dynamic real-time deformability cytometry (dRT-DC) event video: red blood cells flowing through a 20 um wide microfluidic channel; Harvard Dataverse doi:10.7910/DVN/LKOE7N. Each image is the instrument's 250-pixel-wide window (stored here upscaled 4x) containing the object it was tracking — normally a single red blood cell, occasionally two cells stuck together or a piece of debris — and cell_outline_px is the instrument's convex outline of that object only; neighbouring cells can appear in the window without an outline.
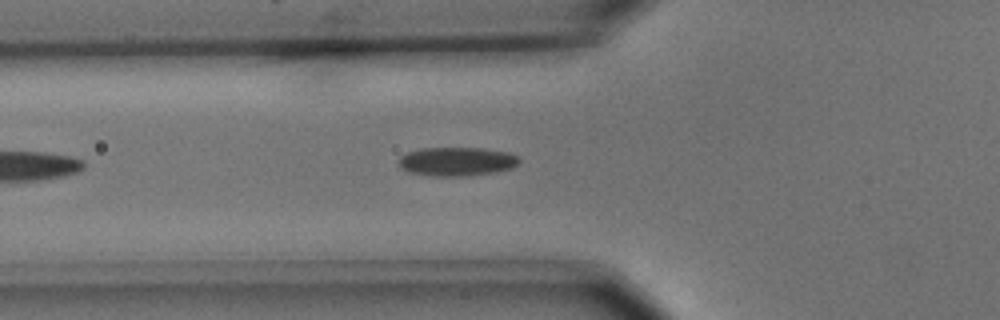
{"species": "common noctule bat (a hibernating species)", "species_latin": "Nyctalus noctula", "temperature_condition": "cold", "stored_images_in_passage": 12, "camera_frame_rate_fps": 3000, "um_per_image_px": 0.085, "animal": {"sex": "male", "body_mass_g": 15.6}, "frame": {"image": 1, "passage_image": 7, "time_ms": 2.0, "image_size_px": [1000, 320], "cell_outline_px": [[520, 164], [512, 168], [496, 172], [468, 176], [432, 176], [408, 172], [400, 168], [400, 156], [408, 152], [420, 148], [484, 148], [508, 152], [520, 156]], "centroid_in_image_um": [38.88, 13.73], "position_along_channel_um": 86.9, "area_um2": 20.52}}